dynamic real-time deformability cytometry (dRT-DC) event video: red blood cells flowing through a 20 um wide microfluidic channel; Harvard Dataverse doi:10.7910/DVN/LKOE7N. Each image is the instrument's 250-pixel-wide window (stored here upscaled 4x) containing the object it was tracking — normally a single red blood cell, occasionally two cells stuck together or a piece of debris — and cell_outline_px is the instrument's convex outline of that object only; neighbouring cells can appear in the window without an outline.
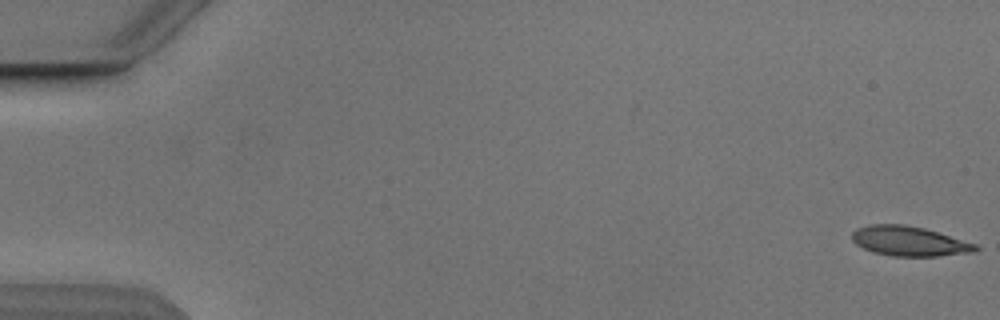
{"species": "Egyptian fruit bat (a non-hibernating species)", "species_latin": "Rousettus aegyptiacus", "temperature_condition": "cold", "stored_images_in_passage": 5, "camera_frame_rate_fps": 3000, "um_per_image_px": 0.085, "animal": {"sex": "male"}, "frame": {"image": 1, "passage_image": 1, "time_ms": 0.0, "image_size_px": [1000, 320], "cell_outline_px": [[980, 248], [976, 252], [936, 256], [892, 256], [872, 252], [856, 244], [852, 240], [852, 232], [856, 228], [868, 224], [904, 224], [924, 228], [976, 244]], "centroid_in_image_um": [77.26, 20.49], "position_along_channel_um": 7.7, "area_um2": 21.44}}
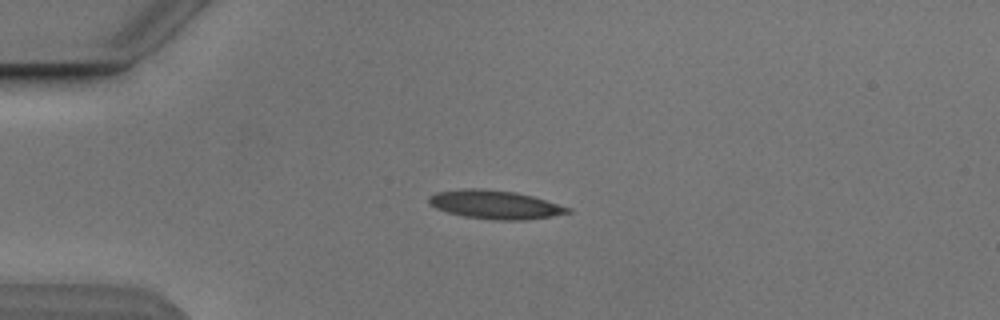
{"frame": {"image": 2, "passage_image": 5, "time_ms": 4.333, "image_size_px": [1000, 320], "cell_outline_px": [[572, 212], [552, 216], [524, 220], [492, 220], [464, 216], [448, 212], [436, 208], [428, 204], [428, 196], [436, 192], [468, 188], [480, 188], [516, 192], [532, 196], [572, 208]], "centroid_in_image_um": [42.07, 17.39], "position_along_channel_um": 42.9, "area_um2": 23.18}}